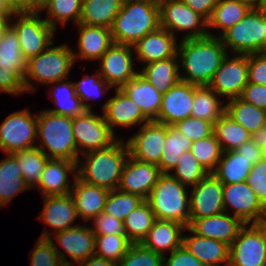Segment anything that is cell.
<instances>
[{"instance_id": "obj_1", "label": "cell", "mask_w": 266, "mask_h": 266, "mask_svg": "<svg viewBox=\"0 0 266 266\" xmlns=\"http://www.w3.org/2000/svg\"><path fill=\"white\" fill-rule=\"evenodd\" d=\"M226 47L217 36H204L194 39H181L177 55L181 81L198 86L209 85L227 56Z\"/></svg>"}, {"instance_id": "obj_2", "label": "cell", "mask_w": 266, "mask_h": 266, "mask_svg": "<svg viewBox=\"0 0 266 266\" xmlns=\"http://www.w3.org/2000/svg\"><path fill=\"white\" fill-rule=\"evenodd\" d=\"M129 155L127 142L119 138L110 147L82 154L84 158L77 160V177L109 191L118 189Z\"/></svg>"}, {"instance_id": "obj_3", "label": "cell", "mask_w": 266, "mask_h": 266, "mask_svg": "<svg viewBox=\"0 0 266 266\" xmlns=\"http://www.w3.org/2000/svg\"><path fill=\"white\" fill-rule=\"evenodd\" d=\"M160 27L159 4L154 0H124L111 27L114 43L133 46Z\"/></svg>"}, {"instance_id": "obj_4", "label": "cell", "mask_w": 266, "mask_h": 266, "mask_svg": "<svg viewBox=\"0 0 266 266\" xmlns=\"http://www.w3.org/2000/svg\"><path fill=\"white\" fill-rule=\"evenodd\" d=\"M36 145L49 159H66L77 162V145L72 130V118L48 110L37 114ZM48 150V151H47Z\"/></svg>"}, {"instance_id": "obj_5", "label": "cell", "mask_w": 266, "mask_h": 266, "mask_svg": "<svg viewBox=\"0 0 266 266\" xmlns=\"http://www.w3.org/2000/svg\"><path fill=\"white\" fill-rule=\"evenodd\" d=\"M187 186L181 184L169 173H162L146 201L155 218L175 221L189 226L190 196Z\"/></svg>"}, {"instance_id": "obj_6", "label": "cell", "mask_w": 266, "mask_h": 266, "mask_svg": "<svg viewBox=\"0 0 266 266\" xmlns=\"http://www.w3.org/2000/svg\"><path fill=\"white\" fill-rule=\"evenodd\" d=\"M72 50L70 45L61 44L54 46L53 42L39 55L30 58L27 62V71L24 76L25 91H35L37 89L34 86L35 82L37 84L50 85L53 82L67 79L75 65Z\"/></svg>"}, {"instance_id": "obj_7", "label": "cell", "mask_w": 266, "mask_h": 266, "mask_svg": "<svg viewBox=\"0 0 266 266\" xmlns=\"http://www.w3.org/2000/svg\"><path fill=\"white\" fill-rule=\"evenodd\" d=\"M219 38L228 54L229 51L240 55L262 53L266 46V8L252 9Z\"/></svg>"}, {"instance_id": "obj_8", "label": "cell", "mask_w": 266, "mask_h": 266, "mask_svg": "<svg viewBox=\"0 0 266 266\" xmlns=\"http://www.w3.org/2000/svg\"><path fill=\"white\" fill-rule=\"evenodd\" d=\"M158 4L160 27L168 30L173 36L176 37V32H185L182 39L208 35V21L182 0H160Z\"/></svg>"}, {"instance_id": "obj_9", "label": "cell", "mask_w": 266, "mask_h": 266, "mask_svg": "<svg viewBox=\"0 0 266 266\" xmlns=\"http://www.w3.org/2000/svg\"><path fill=\"white\" fill-rule=\"evenodd\" d=\"M39 15L40 11L15 13L11 18V27L18 35L22 54L27 60L46 50L54 42L57 31ZM13 19H16L14 23Z\"/></svg>"}, {"instance_id": "obj_10", "label": "cell", "mask_w": 266, "mask_h": 266, "mask_svg": "<svg viewBox=\"0 0 266 266\" xmlns=\"http://www.w3.org/2000/svg\"><path fill=\"white\" fill-rule=\"evenodd\" d=\"M72 130L77 145V160L82 154L110 147L119 139L105 121L103 113L100 116L93 110H86L72 118Z\"/></svg>"}, {"instance_id": "obj_11", "label": "cell", "mask_w": 266, "mask_h": 266, "mask_svg": "<svg viewBox=\"0 0 266 266\" xmlns=\"http://www.w3.org/2000/svg\"><path fill=\"white\" fill-rule=\"evenodd\" d=\"M37 114L22 109L8 115L0 124V149L5 154L36 147Z\"/></svg>"}, {"instance_id": "obj_12", "label": "cell", "mask_w": 266, "mask_h": 266, "mask_svg": "<svg viewBox=\"0 0 266 266\" xmlns=\"http://www.w3.org/2000/svg\"><path fill=\"white\" fill-rule=\"evenodd\" d=\"M249 225L230 244L228 266H266V223Z\"/></svg>"}, {"instance_id": "obj_13", "label": "cell", "mask_w": 266, "mask_h": 266, "mask_svg": "<svg viewBox=\"0 0 266 266\" xmlns=\"http://www.w3.org/2000/svg\"><path fill=\"white\" fill-rule=\"evenodd\" d=\"M49 232V229L47 230L45 227L40 238L50 239L53 242L57 254L64 266H73V264L87 260L94 255L95 234L89 225H77L54 234V239H56L58 244L54 242L52 235ZM59 244L63 248H61ZM64 250L66 252H64ZM65 255L69 256L73 261L68 262Z\"/></svg>"}, {"instance_id": "obj_14", "label": "cell", "mask_w": 266, "mask_h": 266, "mask_svg": "<svg viewBox=\"0 0 266 266\" xmlns=\"http://www.w3.org/2000/svg\"><path fill=\"white\" fill-rule=\"evenodd\" d=\"M223 204L225 212L231 214V209L245 224L266 223V207L246 181L223 184Z\"/></svg>"}, {"instance_id": "obj_15", "label": "cell", "mask_w": 266, "mask_h": 266, "mask_svg": "<svg viewBox=\"0 0 266 266\" xmlns=\"http://www.w3.org/2000/svg\"><path fill=\"white\" fill-rule=\"evenodd\" d=\"M229 53L222 60L220 67L208 85L220 98L228 100L241 96L248 84V55Z\"/></svg>"}, {"instance_id": "obj_16", "label": "cell", "mask_w": 266, "mask_h": 266, "mask_svg": "<svg viewBox=\"0 0 266 266\" xmlns=\"http://www.w3.org/2000/svg\"><path fill=\"white\" fill-rule=\"evenodd\" d=\"M133 56V46L113 43L98 60L101 66L97 70L111 87L120 89L139 73L134 68L136 59Z\"/></svg>"}, {"instance_id": "obj_17", "label": "cell", "mask_w": 266, "mask_h": 266, "mask_svg": "<svg viewBox=\"0 0 266 266\" xmlns=\"http://www.w3.org/2000/svg\"><path fill=\"white\" fill-rule=\"evenodd\" d=\"M166 138V125L151 120L126 140L129 154L141 162L159 165Z\"/></svg>"}, {"instance_id": "obj_18", "label": "cell", "mask_w": 266, "mask_h": 266, "mask_svg": "<svg viewBox=\"0 0 266 266\" xmlns=\"http://www.w3.org/2000/svg\"><path fill=\"white\" fill-rule=\"evenodd\" d=\"M191 189L189 219H201L225 212L223 183L212 173Z\"/></svg>"}, {"instance_id": "obj_19", "label": "cell", "mask_w": 266, "mask_h": 266, "mask_svg": "<svg viewBox=\"0 0 266 266\" xmlns=\"http://www.w3.org/2000/svg\"><path fill=\"white\" fill-rule=\"evenodd\" d=\"M196 85L179 81L162 95L158 117L154 120L167 126L188 118L193 107Z\"/></svg>"}, {"instance_id": "obj_20", "label": "cell", "mask_w": 266, "mask_h": 266, "mask_svg": "<svg viewBox=\"0 0 266 266\" xmlns=\"http://www.w3.org/2000/svg\"><path fill=\"white\" fill-rule=\"evenodd\" d=\"M161 174L157 165L141 162L129 155L118 189L146 200Z\"/></svg>"}, {"instance_id": "obj_21", "label": "cell", "mask_w": 266, "mask_h": 266, "mask_svg": "<svg viewBox=\"0 0 266 266\" xmlns=\"http://www.w3.org/2000/svg\"><path fill=\"white\" fill-rule=\"evenodd\" d=\"M115 96L110 97L102 105L101 113L109 125L112 132L116 135L115 126L134 127L141 126L150 120L142 113L139 105L131 100L121 89H115Z\"/></svg>"}, {"instance_id": "obj_22", "label": "cell", "mask_w": 266, "mask_h": 266, "mask_svg": "<svg viewBox=\"0 0 266 266\" xmlns=\"http://www.w3.org/2000/svg\"><path fill=\"white\" fill-rule=\"evenodd\" d=\"M244 226L241 219L223 212L201 219H189L188 228L198 236L215 239L230 246Z\"/></svg>"}, {"instance_id": "obj_23", "label": "cell", "mask_w": 266, "mask_h": 266, "mask_svg": "<svg viewBox=\"0 0 266 266\" xmlns=\"http://www.w3.org/2000/svg\"><path fill=\"white\" fill-rule=\"evenodd\" d=\"M77 177V162L66 159H49L34 187L44 196L69 194L73 183L69 182V175Z\"/></svg>"}, {"instance_id": "obj_24", "label": "cell", "mask_w": 266, "mask_h": 266, "mask_svg": "<svg viewBox=\"0 0 266 266\" xmlns=\"http://www.w3.org/2000/svg\"><path fill=\"white\" fill-rule=\"evenodd\" d=\"M177 37L168 30L159 27L156 31L146 34L133 45L135 59L143 64L175 57L177 55Z\"/></svg>"}, {"instance_id": "obj_25", "label": "cell", "mask_w": 266, "mask_h": 266, "mask_svg": "<svg viewBox=\"0 0 266 266\" xmlns=\"http://www.w3.org/2000/svg\"><path fill=\"white\" fill-rule=\"evenodd\" d=\"M77 49L72 50L75 63L81 60H99L114 43L110 28L77 24Z\"/></svg>"}, {"instance_id": "obj_26", "label": "cell", "mask_w": 266, "mask_h": 266, "mask_svg": "<svg viewBox=\"0 0 266 266\" xmlns=\"http://www.w3.org/2000/svg\"><path fill=\"white\" fill-rule=\"evenodd\" d=\"M182 245L205 266H228L230 246L227 243L198 236L188 227Z\"/></svg>"}, {"instance_id": "obj_27", "label": "cell", "mask_w": 266, "mask_h": 266, "mask_svg": "<svg viewBox=\"0 0 266 266\" xmlns=\"http://www.w3.org/2000/svg\"><path fill=\"white\" fill-rule=\"evenodd\" d=\"M185 228L183 224L175 221L156 219L140 244L165 256L166 251L171 253L182 246Z\"/></svg>"}, {"instance_id": "obj_28", "label": "cell", "mask_w": 266, "mask_h": 266, "mask_svg": "<svg viewBox=\"0 0 266 266\" xmlns=\"http://www.w3.org/2000/svg\"><path fill=\"white\" fill-rule=\"evenodd\" d=\"M73 180L74 184L70 195L74 200L78 218H82L84 222L92 221L104 210L110 191L81 181L78 177L73 178Z\"/></svg>"}, {"instance_id": "obj_29", "label": "cell", "mask_w": 266, "mask_h": 266, "mask_svg": "<svg viewBox=\"0 0 266 266\" xmlns=\"http://www.w3.org/2000/svg\"><path fill=\"white\" fill-rule=\"evenodd\" d=\"M43 198L44 205L38 219L54 229V231L52 230L53 234L77 226L73 225L78 215L70 193L44 196Z\"/></svg>"}, {"instance_id": "obj_30", "label": "cell", "mask_w": 266, "mask_h": 266, "mask_svg": "<svg viewBox=\"0 0 266 266\" xmlns=\"http://www.w3.org/2000/svg\"><path fill=\"white\" fill-rule=\"evenodd\" d=\"M120 89L139 105L142 113L150 121L158 117L162 94L140 73L129 79Z\"/></svg>"}, {"instance_id": "obj_31", "label": "cell", "mask_w": 266, "mask_h": 266, "mask_svg": "<svg viewBox=\"0 0 266 266\" xmlns=\"http://www.w3.org/2000/svg\"><path fill=\"white\" fill-rule=\"evenodd\" d=\"M179 70V59L176 55L150 62L139 73L163 95L181 80Z\"/></svg>"}, {"instance_id": "obj_32", "label": "cell", "mask_w": 266, "mask_h": 266, "mask_svg": "<svg viewBox=\"0 0 266 266\" xmlns=\"http://www.w3.org/2000/svg\"><path fill=\"white\" fill-rule=\"evenodd\" d=\"M252 8L242 0H219L208 20V35L219 37L228 28L241 21ZM218 29L212 33L211 29Z\"/></svg>"}, {"instance_id": "obj_33", "label": "cell", "mask_w": 266, "mask_h": 266, "mask_svg": "<svg viewBox=\"0 0 266 266\" xmlns=\"http://www.w3.org/2000/svg\"><path fill=\"white\" fill-rule=\"evenodd\" d=\"M124 0H82L80 24L112 27Z\"/></svg>"}, {"instance_id": "obj_34", "label": "cell", "mask_w": 266, "mask_h": 266, "mask_svg": "<svg viewBox=\"0 0 266 266\" xmlns=\"http://www.w3.org/2000/svg\"><path fill=\"white\" fill-rule=\"evenodd\" d=\"M6 156L0 161V208L17 194L30 189L23 180L18 160L12 154Z\"/></svg>"}, {"instance_id": "obj_35", "label": "cell", "mask_w": 266, "mask_h": 266, "mask_svg": "<svg viewBox=\"0 0 266 266\" xmlns=\"http://www.w3.org/2000/svg\"><path fill=\"white\" fill-rule=\"evenodd\" d=\"M66 80L67 79L51 83V87L52 84L53 87L49 89V96L53 99V103L57 105V107L46 110L53 114L75 118L82 115L86 109L81 99L76 95L73 82H66Z\"/></svg>"}, {"instance_id": "obj_36", "label": "cell", "mask_w": 266, "mask_h": 266, "mask_svg": "<svg viewBox=\"0 0 266 266\" xmlns=\"http://www.w3.org/2000/svg\"><path fill=\"white\" fill-rule=\"evenodd\" d=\"M253 164L235 150L224 151L217 168L212 173L223 184L246 181Z\"/></svg>"}, {"instance_id": "obj_37", "label": "cell", "mask_w": 266, "mask_h": 266, "mask_svg": "<svg viewBox=\"0 0 266 266\" xmlns=\"http://www.w3.org/2000/svg\"><path fill=\"white\" fill-rule=\"evenodd\" d=\"M225 113L250 134L266 126V111L244 101L240 97L225 103Z\"/></svg>"}, {"instance_id": "obj_38", "label": "cell", "mask_w": 266, "mask_h": 266, "mask_svg": "<svg viewBox=\"0 0 266 266\" xmlns=\"http://www.w3.org/2000/svg\"><path fill=\"white\" fill-rule=\"evenodd\" d=\"M224 113V101L208 85H196L190 116L214 124Z\"/></svg>"}, {"instance_id": "obj_39", "label": "cell", "mask_w": 266, "mask_h": 266, "mask_svg": "<svg viewBox=\"0 0 266 266\" xmlns=\"http://www.w3.org/2000/svg\"><path fill=\"white\" fill-rule=\"evenodd\" d=\"M213 134L223 152L237 149L251 137V134L243 126L226 113L213 124Z\"/></svg>"}, {"instance_id": "obj_40", "label": "cell", "mask_w": 266, "mask_h": 266, "mask_svg": "<svg viewBox=\"0 0 266 266\" xmlns=\"http://www.w3.org/2000/svg\"><path fill=\"white\" fill-rule=\"evenodd\" d=\"M191 143L192 141L174 126L166 125L164 150L158 165L160 172H172L181 155L186 151H190Z\"/></svg>"}, {"instance_id": "obj_41", "label": "cell", "mask_w": 266, "mask_h": 266, "mask_svg": "<svg viewBox=\"0 0 266 266\" xmlns=\"http://www.w3.org/2000/svg\"><path fill=\"white\" fill-rule=\"evenodd\" d=\"M43 10L48 15L45 21L55 30L58 24L64 26L70 20L77 25L81 17L82 0H46L41 5L40 12Z\"/></svg>"}, {"instance_id": "obj_42", "label": "cell", "mask_w": 266, "mask_h": 266, "mask_svg": "<svg viewBox=\"0 0 266 266\" xmlns=\"http://www.w3.org/2000/svg\"><path fill=\"white\" fill-rule=\"evenodd\" d=\"M156 220L149 203L144 200L124 219V231L133 244L141 243Z\"/></svg>"}, {"instance_id": "obj_43", "label": "cell", "mask_w": 266, "mask_h": 266, "mask_svg": "<svg viewBox=\"0 0 266 266\" xmlns=\"http://www.w3.org/2000/svg\"><path fill=\"white\" fill-rule=\"evenodd\" d=\"M19 163L24 182L33 189L38 184L40 176L49 158L37 147L12 154Z\"/></svg>"}, {"instance_id": "obj_44", "label": "cell", "mask_w": 266, "mask_h": 266, "mask_svg": "<svg viewBox=\"0 0 266 266\" xmlns=\"http://www.w3.org/2000/svg\"><path fill=\"white\" fill-rule=\"evenodd\" d=\"M172 171L175 172H170L169 174L189 188L195 186L209 174L191 151H186L181 155Z\"/></svg>"}, {"instance_id": "obj_45", "label": "cell", "mask_w": 266, "mask_h": 266, "mask_svg": "<svg viewBox=\"0 0 266 266\" xmlns=\"http://www.w3.org/2000/svg\"><path fill=\"white\" fill-rule=\"evenodd\" d=\"M132 244L126 235H95L94 255L118 263Z\"/></svg>"}, {"instance_id": "obj_46", "label": "cell", "mask_w": 266, "mask_h": 266, "mask_svg": "<svg viewBox=\"0 0 266 266\" xmlns=\"http://www.w3.org/2000/svg\"><path fill=\"white\" fill-rule=\"evenodd\" d=\"M190 151L209 173L215 171L223 153L220 143L215 138L214 134L193 141Z\"/></svg>"}, {"instance_id": "obj_47", "label": "cell", "mask_w": 266, "mask_h": 266, "mask_svg": "<svg viewBox=\"0 0 266 266\" xmlns=\"http://www.w3.org/2000/svg\"><path fill=\"white\" fill-rule=\"evenodd\" d=\"M97 73L92 76L85 75L78 82H74V89L76 95L81 99V102L86 110H93L92 103L90 101L100 98L112 87L101 77L100 73L96 69Z\"/></svg>"}, {"instance_id": "obj_48", "label": "cell", "mask_w": 266, "mask_h": 266, "mask_svg": "<svg viewBox=\"0 0 266 266\" xmlns=\"http://www.w3.org/2000/svg\"><path fill=\"white\" fill-rule=\"evenodd\" d=\"M144 199L140 196L114 189L107 195L103 212L124 221L127 215Z\"/></svg>"}, {"instance_id": "obj_49", "label": "cell", "mask_w": 266, "mask_h": 266, "mask_svg": "<svg viewBox=\"0 0 266 266\" xmlns=\"http://www.w3.org/2000/svg\"><path fill=\"white\" fill-rule=\"evenodd\" d=\"M27 62L22 54L18 35L10 26L0 39V63L13 64L25 76Z\"/></svg>"}, {"instance_id": "obj_50", "label": "cell", "mask_w": 266, "mask_h": 266, "mask_svg": "<svg viewBox=\"0 0 266 266\" xmlns=\"http://www.w3.org/2000/svg\"><path fill=\"white\" fill-rule=\"evenodd\" d=\"M117 266H163V256L140 243L132 244Z\"/></svg>"}, {"instance_id": "obj_51", "label": "cell", "mask_w": 266, "mask_h": 266, "mask_svg": "<svg viewBox=\"0 0 266 266\" xmlns=\"http://www.w3.org/2000/svg\"><path fill=\"white\" fill-rule=\"evenodd\" d=\"M30 266H64L50 239L38 238L30 251Z\"/></svg>"}, {"instance_id": "obj_52", "label": "cell", "mask_w": 266, "mask_h": 266, "mask_svg": "<svg viewBox=\"0 0 266 266\" xmlns=\"http://www.w3.org/2000/svg\"><path fill=\"white\" fill-rule=\"evenodd\" d=\"M21 95L26 93L24 75L13 64L0 63V93Z\"/></svg>"}, {"instance_id": "obj_53", "label": "cell", "mask_w": 266, "mask_h": 266, "mask_svg": "<svg viewBox=\"0 0 266 266\" xmlns=\"http://www.w3.org/2000/svg\"><path fill=\"white\" fill-rule=\"evenodd\" d=\"M192 142L213 134V123L192 116L173 125Z\"/></svg>"}, {"instance_id": "obj_54", "label": "cell", "mask_w": 266, "mask_h": 266, "mask_svg": "<svg viewBox=\"0 0 266 266\" xmlns=\"http://www.w3.org/2000/svg\"><path fill=\"white\" fill-rule=\"evenodd\" d=\"M246 183L253 189L257 198L266 207V160L261 159L252 166Z\"/></svg>"}, {"instance_id": "obj_55", "label": "cell", "mask_w": 266, "mask_h": 266, "mask_svg": "<svg viewBox=\"0 0 266 266\" xmlns=\"http://www.w3.org/2000/svg\"><path fill=\"white\" fill-rule=\"evenodd\" d=\"M92 221L91 228L95 235H126L123 221L103 211Z\"/></svg>"}, {"instance_id": "obj_56", "label": "cell", "mask_w": 266, "mask_h": 266, "mask_svg": "<svg viewBox=\"0 0 266 266\" xmlns=\"http://www.w3.org/2000/svg\"><path fill=\"white\" fill-rule=\"evenodd\" d=\"M248 82L266 85V55L263 53L248 55Z\"/></svg>"}, {"instance_id": "obj_57", "label": "cell", "mask_w": 266, "mask_h": 266, "mask_svg": "<svg viewBox=\"0 0 266 266\" xmlns=\"http://www.w3.org/2000/svg\"><path fill=\"white\" fill-rule=\"evenodd\" d=\"M163 266H205L193 256L183 245L170 253V256H163Z\"/></svg>"}, {"instance_id": "obj_58", "label": "cell", "mask_w": 266, "mask_h": 266, "mask_svg": "<svg viewBox=\"0 0 266 266\" xmlns=\"http://www.w3.org/2000/svg\"><path fill=\"white\" fill-rule=\"evenodd\" d=\"M240 98L266 111V85H258L248 82L244 87Z\"/></svg>"}, {"instance_id": "obj_59", "label": "cell", "mask_w": 266, "mask_h": 266, "mask_svg": "<svg viewBox=\"0 0 266 266\" xmlns=\"http://www.w3.org/2000/svg\"><path fill=\"white\" fill-rule=\"evenodd\" d=\"M194 12L203 16L207 21L210 19L213 9L219 0H182Z\"/></svg>"}, {"instance_id": "obj_60", "label": "cell", "mask_w": 266, "mask_h": 266, "mask_svg": "<svg viewBox=\"0 0 266 266\" xmlns=\"http://www.w3.org/2000/svg\"><path fill=\"white\" fill-rule=\"evenodd\" d=\"M235 151L250 160L253 165L262 159L261 148L251 139L235 149Z\"/></svg>"}, {"instance_id": "obj_61", "label": "cell", "mask_w": 266, "mask_h": 266, "mask_svg": "<svg viewBox=\"0 0 266 266\" xmlns=\"http://www.w3.org/2000/svg\"><path fill=\"white\" fill-rule=\"evenodd\" d=\"M14 13L39 12L41 6L35 0H5Z\"/></svg>"}, {"instance_id": "obj_62", "label": "cell", "mask_w": 266, "mask_h": 266, "mask_svg": "<svg viewBox=\"0 0 266 266\" xmlns=\"http://www.w3.org/2000/svg\"><path fill=\"white\" fill-rule=\"evenodd\" d=\"M76 264H78L79 266H117L116 262L104 259L96 255H93L87 260L81 261Z\"/></svg>"}, {"instance_id": "obj_63", "label": "cell", "mask_w": 266, "mask_h": 266, "mask_svg": "<svg viewBox=\"0 0 266 266\" xmlns=\"http://www.w3.org/2000/svg\"><path fill=\"white\" fill-rule=\"evenodd\" d=\"M250 139L256 143L260 148L266 145V126L258 129L251 134Z\"/></svg>"}, {"instance_id": "obj_64", "label": "cell", "mask_w": 266, "mask_h": 266, "mask_svg": "<svg viewBox=\"0 0 266 266\" xmlns=\"http://www.w3.org/2000/svg\"><path fill=\"white\" fill-rule=\"evenodd\" d=\"M11 18L12 17H0V39L11 26Z\"/></svg>"}, {"instance_id": "obj_65", "label": "cell", "mask_w": 266, "mask_h": 266, "mask_svg": "<svg viewBox=\"0 0 266 266\" xmlns=\"http://www.w3.org/2000/svg\"><path fill=\"white\" fill-rule=\"evenodd\" d=\"M15 13L9 8L5 0H0V17H13Z\"/></svg>"}, {"instance_id": "obj_66", "label": "cell", "mask_w": 266, "mask_h": 266, "mask_svg": "<svg viewBox=\"0 0 266 266\" xmlns=\"http://www.w3.org/2000/svg\"><path fill=\"white\" fill-rule=\"evenodd\" d=\"M245 4L252 9H264L266 8V0H242Z\"/></svg>"}, {"instance_id": "obj_67", "label": "cell", "mask_w": 266, "mask_h": 266, "mask_svg": "<svg viewBox=\"0 0 266 266\" xmlns=\"http://www.w3.org/2000/svg\"><path fill=\"white\" fill-rule=\"evenodd\" d=\"M262 159L266 160V145L261 148Z\"/></svg>"}, {"instance_id": "obj_68", "label": "cell", "mask_w": 266, "mask_h": 266, "mask_svg": "<svg viewBox=\"0 0 266 266\" xmlns=\"http://www.w3.org/2000/svg\"><path fill=\"white\" fill-rule=\"evenodd\" d=\"M40 6L46 1V0H35Z\"/></svg>"}, {"instance_id": "obj_69", "label": "cell", "mask_w": 266, "mask_h": 266, "mask_svg": "<svg viewBox=\"0 0 266 266\" xmlns=\"http://www.w3.org/2000/svg\"><path fill=\"white\" fill-rule=\"evenodd\" d=\"M264 55H266V46H265V49H264V51L262 52Z\"/></svg>"}]
</instances>
